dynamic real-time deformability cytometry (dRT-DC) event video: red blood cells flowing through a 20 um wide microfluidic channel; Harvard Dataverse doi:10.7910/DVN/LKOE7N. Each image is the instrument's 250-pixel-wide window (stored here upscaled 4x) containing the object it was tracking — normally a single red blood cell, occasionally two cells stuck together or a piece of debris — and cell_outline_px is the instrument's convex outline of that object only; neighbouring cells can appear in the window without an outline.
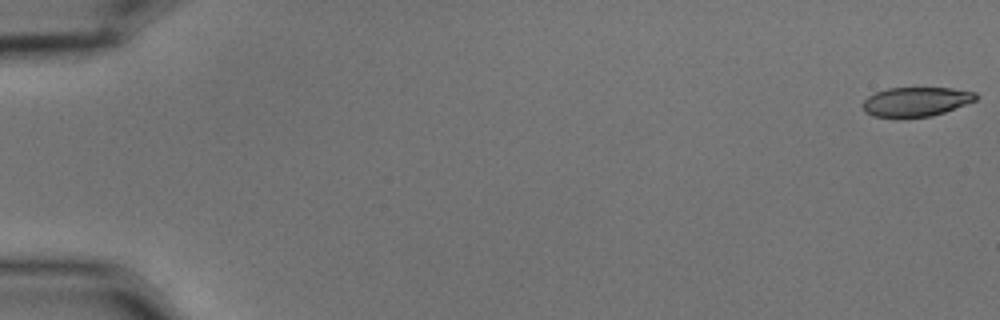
{"species": "common noctule bat (a hibernating species)", "species_latin": "Nyctalus noctula", "temperature_condition": "cold", "stored_images_in_passage": 57, "camera_frame_rate_fps": 3000, "um_per_image_px": 0.085, "animal": {"sex": "male", "body_mass_g": 15.6}, "frame": {"image": 1, "passage_image": 1, "time_ms": 0.0, "image_size_px": [1000, 320], "cell_outline_px": [[980, 96], [976, 100], [944, 112], [932, 116], [900, 120], [896, 120], [872, 116], [864, 112], [864, 100], [868, 96], [876, 92], [888, 88], [952, 88], [976, 92]], "centroid_in_image_um": [77.83, 8.68], "position_along_channel_um": 7.2, "area_um2": 19.94}}
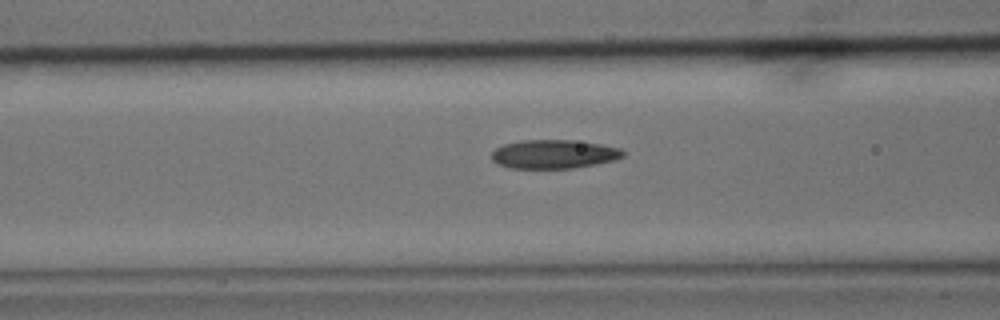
{"frame": {"image": 2, "passage_image": 24, "time_ms": 7.667, "image_size_px": [1000, 320], "cell_outline_px": [[624, 156], [612, 160], [596, 164], [572, 168], [508, 168], [496, 164], [492, 160], [492, 152], [496, 148], [504, 144], [520, 140], [572, 140], [600, 144], [620, 148], [624, 152]], "centroid_in_image_um": [47.04, 13.1], "position_along_channel_um": 119.6, "area_um2": 22.02}}
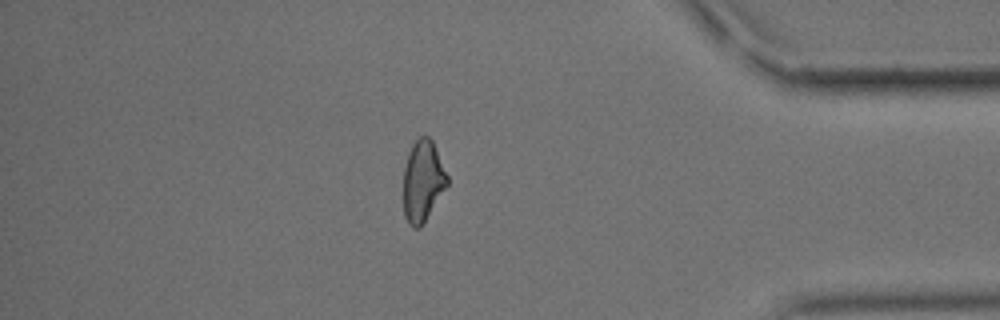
{"frame": {"image": 3, "passage_image": 50, "time_ms": 16.333, "image_size_px": [1000, 320], "cell_outline_px": [[448, 184], [420, 228], [412, 228], [408, 224], [404, 216], [404, 168], [408, 152], [412, 144], [420, 136], [428, 136], [432, 140], [448, 176]], "centroid_in_image_um": [35.92, 15.39], "position_along_channel_um": 399.3, "area_um2": 20.63}, "authors_computed_cell_mechanics": {"area_um2": 21.5594, "velocity_mm_per_s": 3.5527, "shape_relaxation_time_tau1_ms": 8.0182, "shape_relaxation_time_tau2_ms": 2.5979, "deformation_change_tau1": 0.17, "deformation_change_tau2": 0.0914}}